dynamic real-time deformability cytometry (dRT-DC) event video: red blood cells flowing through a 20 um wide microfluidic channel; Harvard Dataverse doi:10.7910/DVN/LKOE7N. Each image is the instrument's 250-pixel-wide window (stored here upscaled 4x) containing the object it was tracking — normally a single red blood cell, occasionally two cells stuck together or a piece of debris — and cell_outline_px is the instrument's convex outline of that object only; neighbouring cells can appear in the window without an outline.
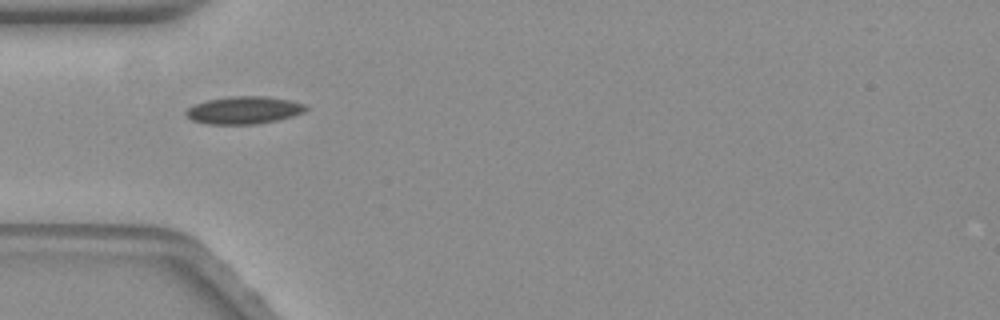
{"species": "common noctule bat (a hibernating species)", "species_latin": "Nyctalus noctula", "temperature_condition": "warm", "stored_images_in_passage": 41, "camera_frame_rate_fps": 3000, "um_per_image_px": 0.085, "animal": {"sex": "female", "body_mass_g": 19.3, "forearm_length_mm": 54.1}, "frame": {"image": 1, "passage_image": 1, "time_ms": 0.0, "image_size_px": [1000, 320], "cell_outline_px": [[308, 108], [304, 112], [292, 116], [276, 120], [252, 124], [208, 124], [192, 120], [184, 112], [192, 104], [208, 100], [232, 96], [268, 96], [288, 100], [304, 104]], "centroid_in_image_um": [20.71, 9.36], "position_along_channel_um": 64.3, "area_um2": 19.07}}
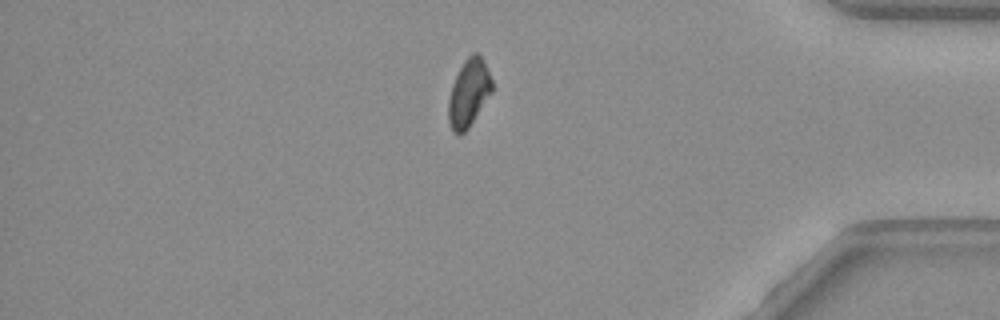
{"frame": {"image": 2, "passage_image": 32, "time_ms": 10.333, "image_size_px": [1000, 320], "cell_outline_px": [[492, 92], [468, 128], [460, 136], [452, 132], [448, 120], [448, 100], [452, 84], [464, 60], [472, 52], [476, 52], [484, 60], [492, 80]], "centroid_in_image_um": [39.83, 7.91], "position_along_channel_um": 395.4, "area_um2": 17.17}}
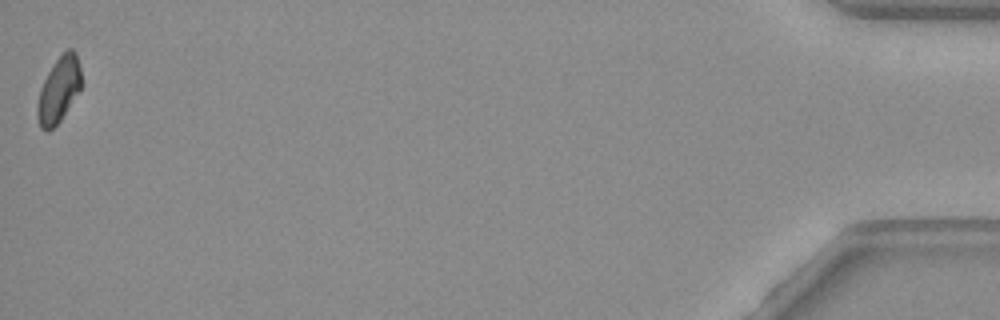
{"frame": {"image": 3, "passage_image": 41, "time_ms": 13.333, "image_size_px": [1000, 320], "cell_outline_px": [[80, 88], [60, 120], [48, 132], [40, 128], [36, 112], [36, 108], [40, 88], [48, 72], [56, 60], [68, 48], [72, 48], [76, 52], [80, 68]], "centroid_in_image_um": [4.97, 7.63], "position_along_channel_um": 430.2, "area_um2": 16.42}, "authors_computed_cell_mechanics": {"area_um2": 17.8024, "velocity_mm_per_s": 3.5268, "shape_relaxation_time_tau1_ms": 4.8373, "shape_relaxation_time_tau2_ms": 6.8399, "deformation_change_tau1": 0.1343, "deformation_change_tau2": 0.121}}